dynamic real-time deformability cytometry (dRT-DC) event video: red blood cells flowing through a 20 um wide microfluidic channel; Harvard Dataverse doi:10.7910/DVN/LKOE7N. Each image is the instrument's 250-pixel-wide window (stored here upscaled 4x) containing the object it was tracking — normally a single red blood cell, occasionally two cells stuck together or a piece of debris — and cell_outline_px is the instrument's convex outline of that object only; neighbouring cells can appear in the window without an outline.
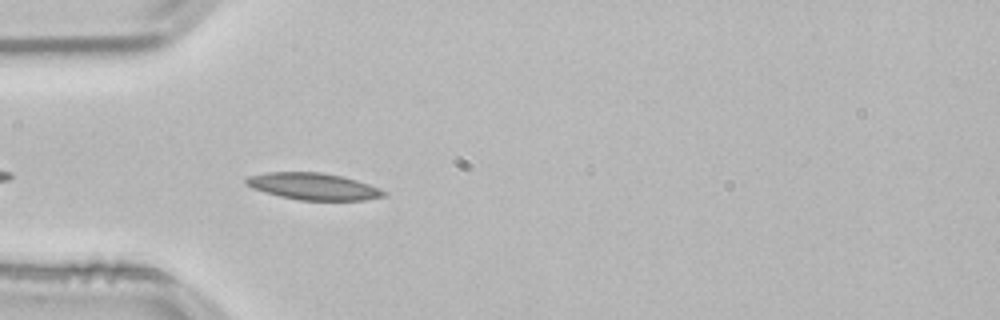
{"species": "common noctule bat (a hibernating species)", "species_latin": "Nyctalus noctula", "temperature_condition": "room temperature", "stored_images_in_passage": 8, "camera_frame_rate_fps": 3000, "um_per_image_px": 0.085, "animal": {"sex": "male", "body_mass_g": 21.5, "forearm_length_mm": 52.0}, "frame": {"image": 1, "passage_image": 4, "time_ms": 1.0, "image_size_px": [1000, 320], "cell_outline_px": [[388, 192], [384, 196], [364, 200], [300, 200], [280, 196], [264, 192], [252, 188], [244, 184], [244, 180], [248, 176], [264, 172], [320, 172], [340, 176], [356, 180], [380, 188]], "centroid_in_image_um": [26.59, 15.84], "position_along_channel_um": 58.4, "area_um2": 21.5}}